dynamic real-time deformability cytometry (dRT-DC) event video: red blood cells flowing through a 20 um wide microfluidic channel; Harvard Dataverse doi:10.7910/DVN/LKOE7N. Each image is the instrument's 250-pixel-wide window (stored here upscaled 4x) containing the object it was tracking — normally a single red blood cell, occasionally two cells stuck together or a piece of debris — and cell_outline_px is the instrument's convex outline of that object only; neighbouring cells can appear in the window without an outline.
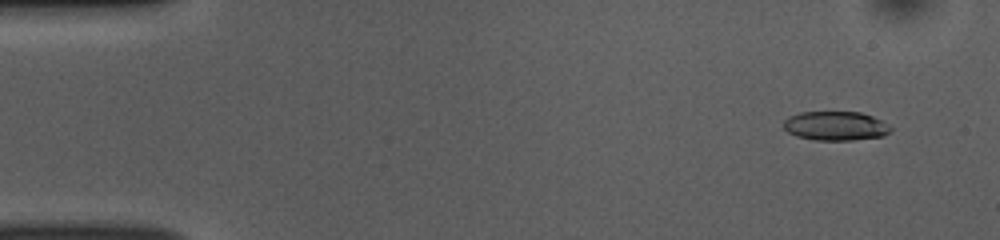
{"species": "common noctule bat (a hibernating species)", "species_latin": "Nyctalus noctula", "temperature_condition": "room temperature", "stored_images_in_passage": 16, "camera_frame_rate_fps": 3000, "um_per_image_px": 0.085, "animal": {"sex": "female", "body_mass_g": 10.0, "forearm_length_mm": 53.1}, "frame": {"image": 1, "passage_image": 4, "time_ms": 1.0, "image_size_px": [1000, 240], "cell_outline_px": [[892, 128], [884, 136], [852, 140], [816, 140], [796, 136], [788, 132], [784, 128], [784, 120], [788, 116], [800, 112], [860, 112], [872, 116], [880, 120]], "centroid_in_image_um": [70.99, 10.7], "position_along_channel_um": 14.0, "area_um2": 18.09}}
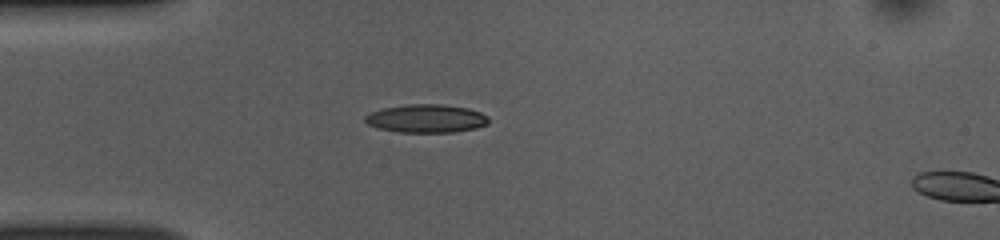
{"frame": {"image": 2, "passage_image": 14, "time_ms": 4.333, "image_size_px": [1000, 240], "cell_outline_px": [[488, 124], [476, 128], [456, 132], [396, 132], [376, 128], [368, 124], [364, 120], [364, 116], [372, 112], [384, 108], [408, 104], [440, 104], [468, 108], [480, 112], [488, 116]], "centroid_in_image_um": [36.23, 10.08], "position_along_channel_um": 48.8, "area_um2": 20.4}}